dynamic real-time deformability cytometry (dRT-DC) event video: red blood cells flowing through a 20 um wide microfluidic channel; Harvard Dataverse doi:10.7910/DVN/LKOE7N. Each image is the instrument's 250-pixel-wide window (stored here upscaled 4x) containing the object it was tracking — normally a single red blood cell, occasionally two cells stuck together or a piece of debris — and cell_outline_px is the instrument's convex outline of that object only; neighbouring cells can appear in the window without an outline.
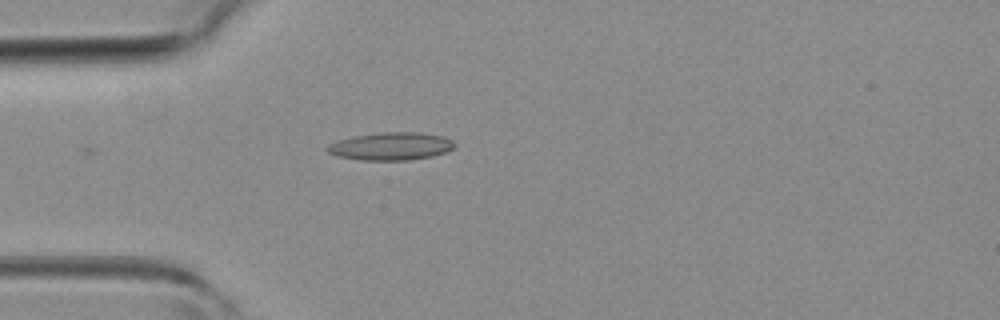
{"species": "common noctule bat (a hibernating species)", "species_latin": "Nyctalus noctula", "temperature_condition": "room temperature", "stored_images_in_passage": 5, "camera_frame_rate_fps": 3000, "um_per_image_px": 0.085, "animal": {"sex": "female", "body_mass_g": 19.3, "forearm_length_mm": 54.1}, "frame": {"image": 1, "passage_image": 1, "time_ms": 0.0, "image_size_px": [1000, 320], "cell_outline_px": [[456, 144], [448, 152], [432, 156], [408, 160], [360, 160], [336, 156], [328, 152], [328, 144], [352, 136], [380, 132], [420, 132], [444, 136], [452, 140]], "centroid_in_image_um": [33.26, 12.43], "position_along_channel_um": 51.7, "area_um2": 20.69}}
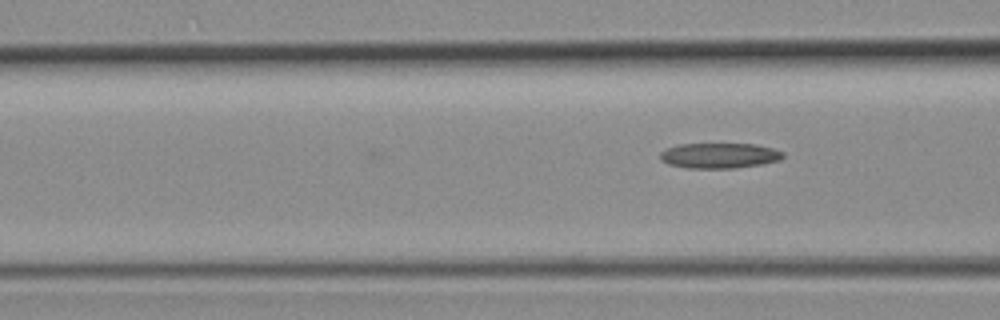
{"frame": {"image": 2, "passage_image": 5, "time_ms": 1.333, "image_size_px": [1000, 320], "cell_outline_px": [[784, 156], [780, 160], [760, 164], [736, 168], [688, 168], [668, 164], [660, 160], [660, 152], [668, 148], [680, 144], [756, 144], [772, 148], [784, 152]], "centroid_in_image_um": [61.15, 13.22], "position_along_channel_um": 105.5, "area_um2": 18.09}}